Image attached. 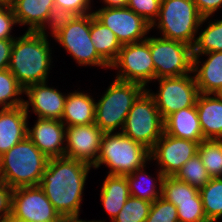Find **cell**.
Instances as JSON below:
<instances>
[{
	"mask_svg": "<svg viewBox=\"0 0 222 222\" xmlns=\"http://www.w3.org/2000/svg\"><path fill=\"white\" fill-rule=\"evenodd\" d=\"M91 165L67 157L49 158L39 186L65 220L80 219V207Z\"/></svg>",
	"mask_w": 222,
	"mask_h": 222,
	"instance_id": "cell-1",
	"label": "cell"
},
{
	"mask_svg": "<svg viewBox=\"0 0 222 222\" xmlns=\"http://www.w3.org/2000/svg\"><path fill=\"white\" fill-rule=\"evenodd\" d=\"M52 49L49 39L38 32L25 31L14 39L8 69L24 89L48 81Z\"/></svg>",
	"mask_w": 222,
	"mask_h": 222,
	"instance_id": "cell-2",
	"label": "cell"
},
{
	"mask_svg": "<svg viewBox=\"0 0 222 222\" xmlns=\"http://www.w3.org/2000/svg\"><path fill=\"white\" fill-rule=\"evenodd\" d=\"M48 161L26 137L1 156V180L13 189L39 185Z\"/></svg>",
	"mask_w": 222,
	"mask_h": 222,
	"instance_id": "cell-3",
	"label": "cell"
},
{
	"mask_svg": "<svg viewBox=\"0 0 222 222\" xmlns=\"http://www.w3.org/2000/svg\"><path fill=\"white\" fill-rule=\"evenodd\" d=\"M209 17H202L193 0H161L159 15L151 29L166 39L194 46L199 29Z\"/></svg>",
	"mask_w": 222,
	"mask_h": 222,
	"instance_id": "cell-4",
	"label": "cell"
},
{
	"mask_svg": "<svg viewBox=\"0 0 222 222\" xmlns=\"http://www.w3.org/2000/svg\"><path fill=\"white\" fill-rule=\"evenodd\" d=\"M151 162L150 150L121 132L104 133L97 162L110 168L107 174L127 175Z\"/></svg>",
	"mask_w": 222,
	"mask_h": 222,
	"instance_id": "cell-5",
	"label": "cell"
},
{
	"mask_svg": "<svg viewBox=\"0 0 222 222\" xmlns=\"http://www.w3.org/2000/svg\"><path fill=\"white\" fill-rule=\"evenodd\" d=\"M145 88L134 82L114 79L95 102V124L104 132H121L134 101Z\"/></svg>",
	"mask_w": 222,
	"mask_h": 222,
	"instance_id": "cell-6",
	"label": "cell"
},
{
	"mask_svg": "<svg viewBox=\"0 0 222 222\" xmlns=\"http://www.w3.org/2000/svg\"><path fill=\"white\" fill-rule=\"evenodd\" d=\"M164 132V120L145 89L128 112L121 133L151 150Z\"/></svg>",
	"mask_w": 222,
	"mask_h": 222,
	"instance_id": "cell-7",
	"label": "cell"
},
{
	"mask_svg": "<svg viewBox=\"0 0 222 222\" xmlns=\"http://www.w3.org/2000/svg\"><path fill=\"white\" fill-rule=\"evenodd\" d=\"M149 47L155 68V79L192 73V46L163 37L149 36Z\"/></svg>",
	"mask_w": 222,
	"mask_h": 222,
	"instance_id": "cell-8",
	"label": "cell"
},
{
	"mask_svg": "<svg viewBox=\"0 0 222 222\" xmlns=\"http://www.w3.org/2000/svg\"><path fill=\"white\" fill-rule=\"evenodd\" d=\"M110 68L116 69L114 77L124 82H134L145 89L149 83L155 82V68L150 53L149 37L145 40L124 44Z\"/></svg>",
	"mask_w": 222,
	"mask_h": 222,
	"instance_id": "cell-9",
	"label": "cell"
},
{
	"mask_svg": "<svg viewBox=\"0 0 222 222\" xmlns=\"http://www.w3.org/2000/svg\"><path fill=\"white\" fill-rule=\"evenodd\" d=\"M159 83L158 91L155 93L146 88L153 97L155 105L163 120L182 108L196 105L199 96L193 73L179 77H162L155 79Z\"/></svg>",
	"mask_w": 222,
	"mask_h": 222,
	"instance_id": "cell-10",
	"label": "cell"
},
{
	"mask_svg": "<svg viewBox=\"0 0 222 222\" xmlns=\"http://www.w3.org/2000/svg\"><path fill=\"white\" fill-rule=\"evenodd\" d=\"M54 39L80 66L110 69V66L98 55L91 42L90 14L78 16Z\"/></svg>",
	"mask_w": 222,
	"mask_h": 222,
	"instance_id": "cell-11",
	"label": "cell"
},
{
	"mask_svg": "<svg viewBox=\"0 0 222 222\" xmlns=\"http://www.w3.org/2000/svg\"><path fill=\"white\" fill-rule=\"evenodd\" d=\"M10 222H65L39 185L18 187L12 194Z\"/></svg>",
	"mask_w": 222,
	"mask_h": 222,
	"instance_id": "cell-12",
	"label": "cell"
},
{
	"mask_svg": "<svg viewBox=\"0 0 222 222\" xmlns=\"http://www.w3.org/2000/svg\"><path fill=\"white\" fill-rule=\"evenodd\" d=\"M93 14L101 23L113 31L121 45L143 41L151 31V24L127 6H102L94 10Z\"/></svg>",
	"mask_w": 222,
	"mask_h": 222,
	"instance_id": "cell-13",
	"label": "cell"
},
{
	"mask_svg": "<svg viewBox=\"0 0 222 222\" xmlns=\"http://www.w3.org/2000/svg\"><path fill=\"white\" fill-rule=\"evenodd\" d=\"M199 143L170 136L163 132L150 150L151 160L156 161L164 176H174L177 171L198 153Z\"/></svg>",
	"mask_w": 222,
	"mask_h": 222,
	"instance_id": "cell-14",
	"label": "cell"
},
{
	"mask_svg": "<svg viewBox=\"0 0 222 222\" xmlns=\"http://www.w3.org/2000/svg\"><path fill=\"white\" fill-rule=\"evenodd\" d=\"M103 135L95 123L66 126L64 156L93 166L98 159Z\"/></svg>",
	"mask_w": 222,
	"mask_h": 222,
	"instance_id": "cell-15",
	"label": "cell"
},
{
	"mask_svg": "<svg viewBox=\"0 0 222 222\" xmlns=\"http://www.w3.org/2000/svg\"><path fill=\"white\" fill-rule=\"evenodd\" d=\"M48 81L28 86L24 94L28 100H24V107L29 116L31 113L39 118L61 120L67 95L54 87H49Z\"/></svg>",
	"mask_w": 222,
	"mask_h": 222,
	"instance_id": "cell-16",
	"label": "cell"
},
{
	"mask_svg": "<svg viewBox=\"0 0 222 222\" xmlns=\"http://www.w3.org/2000/svg\"><path fill=\"white\" fill-rule=\"evenodd\" d=\"M66 126L61 120L37 117L33 127L27 125V137L48 158L64 157Z\"/></svg>",
	"mask_w": 222,
	"mask_h": 222,
	"instance_id": "cell-17",
	"label": "cell"
},
{
	"mask_svg": "<svg viewBox=\"0 0 222 222\" xmlns=\"http://www.w3.org/2000/svg\"><path fill=\"white\" fill-rule=\"evenodd\" d=\"M207 59L201 62L200 57ZM192 73L199 93L219 94L222 91V51L193 54Z\"/></svg>",
	"mask_w": 222,
	"mask_h": 222,
	"instance_id": "cell-18",
	"label": "cell"
},
{
	"mask_svg": "<svg viewBox=\"0 0 222 222\" xmlns=\"http://www.w3.org/2000/svg\"><path fill=\"white\" fill-rule=\"evenodd\" d=\"M28 115L24 105L0 109V155L27 137Z\"/></svg>",
	"mask_w": 222,
	"mask_h": 222,
	"instance_id": "cell-19",
	"label": "cell"
},
{
	"mask_svg": "<svg viewBox=\"0 0 222 222\" xmlns=\"http://www.w3.org/2000/svg\"><path fill=\"white\" fill-rule=\"evenodd\" d=\"M196 110L204 140H222V99L219 94L200 93L196 101Z\"/></svg>",
	"mask_w": 222,
	"mask_h": 222,
	"instance_id": "cell-20",
	"label": "cell"
},
{
	"mask_svg": "<svg viewBox=\"0 0 222 222\" xmlns=\"http://www.w3.org/2000/svg\"><path fill=\"white\" fill-rule=\"evenodd\" d=\"M164 132L170 136L200 143L204 140L196 105L172 113L164 120Z\"/></svg>",
	"mask_w": 222,
	"mask_h": 222,
	"instance_id": "cell-21",
	"label": "cell"
},
{
	"mask_svg": "<svg viewBox=\"0 0 222 222\" xmlns=\"http://www.w3.org/2000/svg\"><path fill=\"white\" fill-rule=\"evenodd\" d=\"M95 98L84 91L67 93L61 122L65 126L89 125L95 122Z\"/></svg>",
	"mask_w": 222,
	"mask_h": 222,
	"instance_id": "cell-22",
	"label": "cell"
},
{
	"mask_svg": "<svg viewBox=\"0 0 222 222\" xmlns=\"http://www.w3.org/2000/svg\"><path fill=\"white\" fill-rule=\"evenodd\" d=\"M17 23L28 26L26 31L37 32L45 23L50 10L55 6L54 0H12Z\"/></svg>",
	"mask_w": 222,
	"mask_h": 222,
	"instance_id": "cell-23",
	"label": "cell"
},
{
	"mask_svg": "<svg viewBox=\"0 0 222 222\" xmlns=\"http://www.w3.org/2000/svg\"><path fill=\"white\" fill-rule=\"evenodd\" d=\"M100 192V202L111 222L131 196L126 175L107 174Z\"/></svg>",
	"mask_w": 222,
	"mask_h": 222,
	"instance_id": "cell-24",
	"label": "cell"
},
{
	"mask_svg": "<svg viewBox=\"0 0 222 222\" xmlns=\"http://www.w3.org/2000/svg\"><path fill=\"white\" fill-rule=\"evenodd\" d=\"M147 165L127 174L129 190L132 197L153 203L162 194V182L164 175L157 169V177L152 178L147 172ZM158 186V187H157Z\"/></svg>",
	"mask_w": 222,
	"mask_h": 222,
	"instance_id": "cell-25",
	"label": "cell"
},
{
	"mask_svg": "<svg viewBox=\"0 0 222 222\" xmlns=\"http://www.w3.org/2000/svg\"><path fill=\"white\" fill-rule=\"evenodd\" d=\"M90 35L98 55L110 66L121 50V43L111 29L90 13Z\"/></svg>",
	"mask_w": 222,
	"mask_h": 222,
	"instance_id": "cell-26",
	"label": "cell"
},
{
	"mask_svg": "<svg viewBox=\"0 0 222 222\" xmlns=\"http://www.w3.org/2000/svg\"><path fill=\"white\" fill-rule=\"evenodd\" d=\"M199 194L204 214L209 222H217L222 218V177L211 178Z\"/></svg>",
	"mask_w": 222,
	"mask_h": 222,
	"instance_id": "cell-27",
	"label": "cell"
},
{
	"mask_svg": "<svg viewBox=\"0 0 222 222\" xmlns=\"http://www.w3.org/2000/svg\"><path fill=\"white\" fill-rule=\"evenodd\" d=\"M200 30L193 46V54L222 51V19L209 20L205 29Z\"/></svg>",
	"mask_w": 222,
	"mask_h": 222,
	"instance_id": "cell-28",
	"label": "cell"
},
{
	"mask_svg": "<svg viewBox=\"0 0 222 222\" xmlns=\"http://www.w3.org/2000/svg\"><path fill=\"white\" fill-rule=\"evenodd\" d=\"M25 89L16 80L15 76L9 71L0 70V108H16L24 105L23 95Z\"/></svg>",
	"mask_w": 222,
	"mask_h": 222,
	"instance_id": "cell-29",
	"label": "cell"
},
{
	"mask_svg": "<svg viewBox=\"0 0 222 222\" xmlns=\"http://www.w3.org/2000/svg\"><path fill=\"white\" fill-rule=\"evenodd\" d=\"M198 155L211 178L222 177V140L201 141L198 146Z\"/></svg>",
	"mask_w": 222,
	"mask_h": 222,
	"instance_id": "cell-30",
	"label": "cell"
},
{
	"mask_svg": "<svg viewBox=\"0 0 222 222\" xmlns=\"http://www.w3.org/2000/svg\"><path fill=\"white\" fill-rule=\"evenodd\" d=\"M174 177L197 189L203 188L211 179L198 153L190 158Z\"/></svg>",
	"mask_w": 222,
	"mask_h": 222,
	"instance_id": "cell-31",
	"label": "cell"
},
{
	"mask_svg": "<svg viewBox=\"0 0 222 222\" xmlns=\"http://www.w3.org/2000/svg\"><path fill=\"white\" fill-rule=\"evenodd\" d=\"M161 197L166 201H185L192 200V198H201L199 189L186 182L179 181L174 176H164Z\"/></svg>",
	"mask_w": 222,
	"mask_h": 222,
	"instance_id": "cell-32",
	"label": "cell"
},
{
	"mask_svg": "<svg viewBox=\"0 0 222 222\" xmlns=\"http://www.w3.org/2000/svg\"><path fill=\"white\" fill-rule=\"evenodd\" d=\"M152 203L130 196L111 222H145Z\"/></svg>",
	"mask_w": 222,
	"mask_h": 222,
	"instance_id": "cell-33",
	"label": "cell"
},
{
	"mask_svg": "<svg viewBox=\"0 0 222 222\" xmlns=\"http://www.w3.org/2000/svg\"><path fill=\"white\" fill-rule=\"evenodd\" d=\"M78 16L79 15L74 11L65 10L63 8L54 6L50 10L44 25L37 32L46 37H49V32L46 31L47 29H49L51 32L49 34L53 38L57 34H59L67 25L74 21Z\"/></svg>",
	"mask_w": 222,
	"mask_h": 222,
	"instance_id": "cell-34",
	"label": "cell"
},
{
	"mask_svg": "<svg viewBox=\"0 0 222 222\" xmlns=\"http://www.w3.org/2000/svg\"><path fill=\"white\" fill-rule=\"evenodd\" d=\"M168 202L176 206L179 222H209L204 214L201 198Z\"/></svg>",
	"mask_w": 222,
	"mask_h": 222,
	"instance_id": "cell-35",
	"label": "cell"
},
{
	"mask_svg": "<svg viewBox=\"0 0 222 222\" xmlns=\"http://www.w3.org/2000/svg\"><path fill=\"white\" fill-rule=\"evenodd\" d=\"M145 222H179L177 208L163 197L157 198L152 203Z\"/></svg>",
	"mask_w": 222,
	"mask_h": 222,
	"instance_id": "cell-36",
	"label": "cell"
},
{
	"mask_svg": "<svg viewBox=\"0 0 222 222\" xmlns=\"http://www.w3.org/2000/svg\"><path fill=\"white\" fill-rule=\"evenodd\" d=\"M161 0H127L126 6L153 24L159 15Z\"/></svg>",
	"mask_w": 222,
	"mask_h": 222,
	"instance_id": "cell-37",
	"label": "cell"
},
{
	"mask_svg": "<svg viewBox=\"0 0 222 222\" xmlns=\"http://www.w3.org/2000/svg\"><path fill=\"white\" fill-rule=\"evenodd\" d=\"M18 24L10 4H5L0 9V39H15L12 36L14 25Z\"/></svg>",
	"mask_w": 222,
	"mask_h": 222,
	"instance_id": "cell-38",
	"label": "cell"
},
{
	"mask_svg": "<svg viewBox=\"0 0 222 222\" xmlns=\"http://www.w3.org/2000/svg\"><path fill=\"white\" fill-rule=\"evenodd\" d=\"M13 190L0 180V222H9L11 219Z\"/></svg>",
	"mask_w": 222,
	"mask_h": 222,
	"instance_id": "cell-39",
	"label": "cell"
},
{
	"mask_svg": "<svg viewBox=\"0 0 222 222\" xmlns=\"http://www.w3.org/2000/svg\"><path fill=\"white\" fill-rule=\"evenodd\" d=\"M54 4L56 7L74 11L79 16L93 13V0H54Z\"/></svg>",
	"mask_w": 222,
	"mask_h": 222,
	"instance_id": "cell-40",
	"label": "cell"
},
{
	"mask_svg": "<svg viewBox=\"0 0 222 222\" xmlns=\"http://www.w3.org/2000/svg\"><path fill=\"white\" fill-rule=\"evenodd\" d=\"M198 12L204 17L214 16L213 14L222 8V0H193Z\"/></svg>",
	"mask_w": 222,
	"mask_h": 222,
	"instance_id": "cell-41",
	"label": "cell"
},
{
	"mask_svg": "<svg viewBox=\"0 0 222 222\" xmlns=\"http://www.w3.org/2000/svg\"><path fill=\"white\" fill-rule=\"evenodd\" d=\"M14 39H0V70L8 69Z\"/></svg>",
	"mask_w": 222,
	"mask_h": 222,
	"instance_id": "cell-42",
	"label": "cell"
},
{
	"mask_svg": "<svg viewBox=\"0 0 222 222\" xmlns=\"http://www.w3.org/2000/svg\"><path fill=\"white\" fill-rule=\"evenodd\" d=\"M103 7H124L127 4V0H101Z\"/></svg>",
	"mask_w": 222,
	"mask_h": 222,
	"instance_id": "cell-43",
	"label": "cell"
},
{
	"mask_svg": "<svg viewBox=\"0 0 222 222\" xmlns=\"http://www.w3.org/2000/svg\"><path fill=\"white\" fill-rule=\"evenodd\" d=\"M65 222H106V220H88V221H86V220H69V221H65Z\"/></svg>",
	"mask_w": 222,
	"mask_h": 222,
	"instance_id": "cell-44",
	"label": "cell"
},
{
	"mask_svg": "<svg viewBox=\"0 0 222 222\" xmlns=\"http://www.w3.org/2000/svg\"><path fill=\"white\" fill-rule=\"evenodd\" d=\"M1 2H4L6 4H9L12 0H0Z\"/></svg>",
	"mask_w": 222,
	"mask_h": 222,
	"instance_id": "cell-45",
	"label": "cell"
},
{
	"mask_svg": "<svg viewBox=\"0 0 222 222\" xmlns=\"http://www.w3.org/2000/svg\"><path fill=\"white\" fill-rule=\"evenodd\" d=\"M5 4H6V3L0 1V9H1Z\"/></svg>",
	"mask_w": 222,
	"mask_h": 222,
	"instance_id": "cell-46",
	"label": "cell"
},
{
	"mask_svg": "<svg viewBox=\"0 0 222 222\" xmlns=\"http://www.w3.org/2000/svg\"><path fill=\"white\" fill-rule=\"evenodd\" d=\"M0 180H1V155H0Z\"/></svg>",
	"mask_w": 222,
	"mask_h": 222,
	"instance_id": "cell-47",
	"label": "cell"
},
{
	"mask_svg": "<svg viewBox=\"0 0 222 222\" xmlns=\"http://www.w3.org/2000/svg\"><path fill=\"white\" fill-rule=\"evenodd\" d=\"M219 96L221 97V99H222V91L219 93Z\"/></svg>",
	"mask_w": 222,
	"mask_h": 222,
	"instance_id": "cell-48",
	"label": "cell"
}]
</instances>
